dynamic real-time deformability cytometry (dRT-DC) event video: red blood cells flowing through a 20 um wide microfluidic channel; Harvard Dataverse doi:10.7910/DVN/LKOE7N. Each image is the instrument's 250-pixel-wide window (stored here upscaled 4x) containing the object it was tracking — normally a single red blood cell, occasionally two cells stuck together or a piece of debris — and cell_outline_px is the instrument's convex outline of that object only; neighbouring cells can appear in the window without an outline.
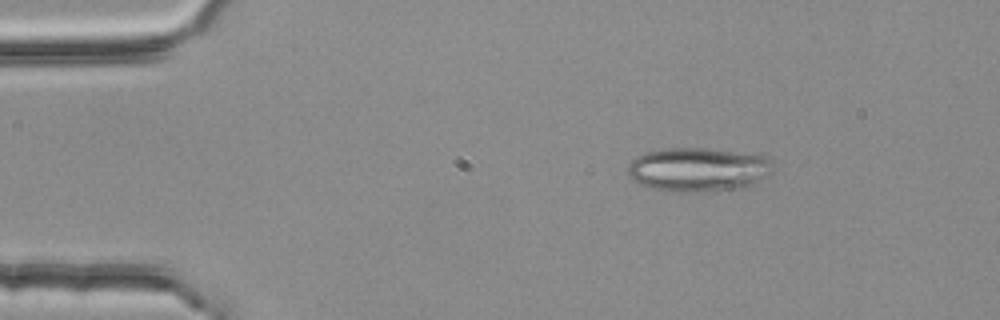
{"species": "common noctule bat (a hibernating species)", "species_latin": "Nyctalus noctula", "temperature_condition": "room temperature", "stored_images_in_passage": 5, "camera_frame_rate_fps": 3000, "um_per_image_px": 0.085, "animal": {"sex": "female", "body_mass_g": 25.1}, "frame": {"image": 1, "passage_image": 2, "time_ms": 0.333, "image_size_px": [1000, 320], "cell_outline_px": [[772, 172], [756, 184], [748, 188], [688, 192], [672, 192], [652, 188], [640, 184], [632, 180], [628, 176], [628, 164], [636, 156], [644, 152], [668, 148], [704, 148], [768, 156], [772, 160]], "centroid_in_image_um": [59.36, 14.42], "position_along_channel_um": 25.6, "area_um2": 37.63}}